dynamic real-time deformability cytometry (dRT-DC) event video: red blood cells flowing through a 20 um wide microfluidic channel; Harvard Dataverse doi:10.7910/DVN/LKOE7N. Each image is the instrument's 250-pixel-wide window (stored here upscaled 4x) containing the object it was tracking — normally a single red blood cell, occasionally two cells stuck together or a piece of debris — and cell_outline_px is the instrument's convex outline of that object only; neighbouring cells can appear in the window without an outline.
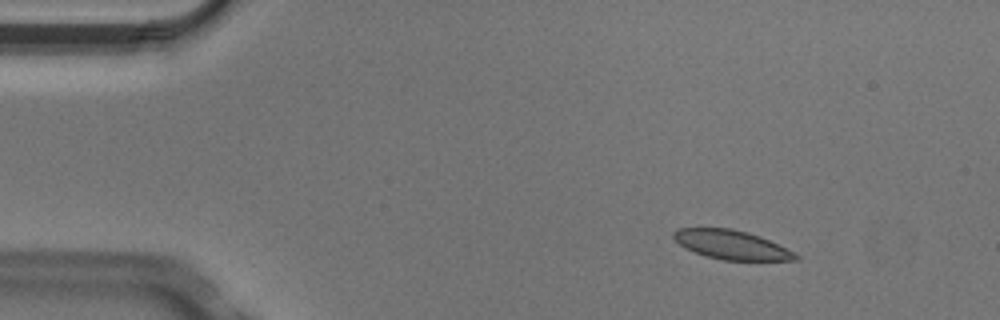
{"species": "Egyptian fruit bat (a non-hibernating species)", "species_latin": "Rousettus aegyptiacus", "temperature_condition": "cold", "stored_images_in_passage": 4, "camera_frame_rate_fps": 3000, "um_per_image_px": 0.085, "animal": {"sex": "male"}, "frame": {"image": 1, "passage_image": 2, "time_ms": 0.333, "image_size_px": [1000, 320], "cell_outline_px": [[800, 260], [724, 260], [704, 256], [680, 244], [672, 236], [672, 232], [676, 228], [732, 228], [748, 232], [760, 236], [800, 256]], "centroid_in_image_um": [62.15, 20.8], "position_along_channel_um": 22.8, "area_um2": 20.4}}